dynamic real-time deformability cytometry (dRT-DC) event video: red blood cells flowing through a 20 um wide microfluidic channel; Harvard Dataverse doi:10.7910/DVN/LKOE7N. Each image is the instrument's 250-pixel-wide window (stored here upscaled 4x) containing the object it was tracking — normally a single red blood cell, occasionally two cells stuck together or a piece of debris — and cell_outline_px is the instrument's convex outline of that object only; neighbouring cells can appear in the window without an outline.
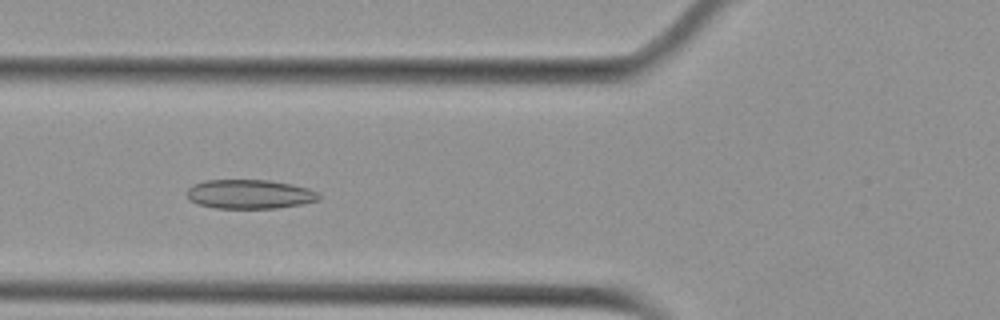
{"species": "Egyptian fruit bat (a non-hibernating species)", "species_latin": "Rousettus aegyptiacus", "temperature_condition": "cold", "stored_images_in_passage": 42, "camera_frame_rate_fps": 3000, "um_per_image_px": 0.085, "animal": {"sex": "female"}, "frame": {"image": 1, "passage_image": 8, "time_ms": 2.333, "image_size_px": [1000, 320], "cell_outline_px": [[320, 200], [300, 204], [276, 208], [212, 208], [188, 200], [184, 192], [192, 184], [204, 180], [268, 180], [292, 184], [308, 188], [316, 192], [320, 196]], "centroid_in_image_um": [21.16, 16.5], "position_along_channel_um": 104.6, "area_um2": 22.6}}
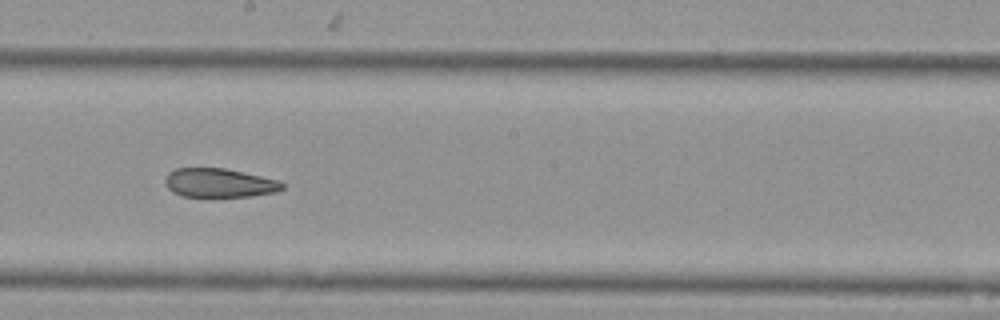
{"frame": {"image": 2, "passage_image": 18, "time_ms": 5.667, "image_size_px": [1000, 320], "cell_outline_px": [[284, 188], [276, 192], [252, 196], [184, 196], [172, 192], [168, 188], [164, 180], [168, 172], [176, 168], [224, 168], [260, 176], [276, 180], [284, 184]], "centroid_in_image_um": [18.61, 15.54], "position_along_channel_um": 229.6, "area_um2": 19.54}}
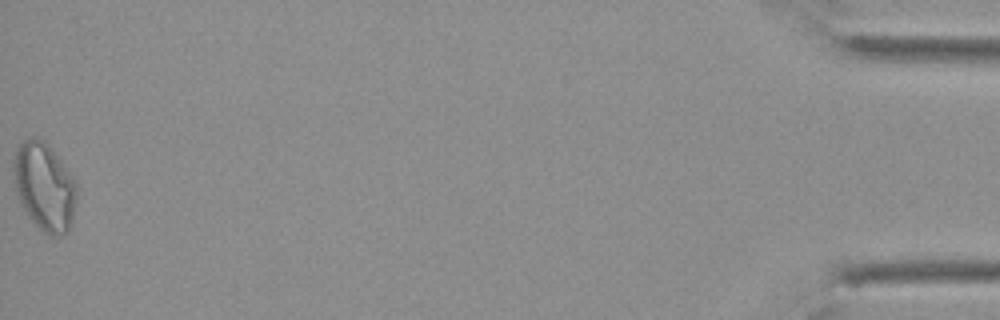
{"frame": {"image": 3, "passage_image": 42, "time_ms": 13.667, "image_size_px": [1000, 320], "cell_outline_px": [[76, 200], [72, 220], [68, 232], [56, 236], [52, 236], [44, 232], [28, 216], [20, 204], [16, 192], [12, 168], [12, 160], [16, 148], [24, 140], [32, 136], [36, 136], [44, 140], [48, 144], [76, 180]], "centroid_in_image_um": [3.75, 15.83], "position_along_channel_um": 431.4, "area_um2": 32.66}, "authors_computed_cell_mechanics": {"area_um2": 22.253, "velocity_mm_per_s": 3.7526, "shape_relaxation_time_tau1_ms": null, "shape_relaxation_time_tau2_ms": 3.7691, "deformation_change_tau1": null, "deformation_change_tau2": 0.1031}}